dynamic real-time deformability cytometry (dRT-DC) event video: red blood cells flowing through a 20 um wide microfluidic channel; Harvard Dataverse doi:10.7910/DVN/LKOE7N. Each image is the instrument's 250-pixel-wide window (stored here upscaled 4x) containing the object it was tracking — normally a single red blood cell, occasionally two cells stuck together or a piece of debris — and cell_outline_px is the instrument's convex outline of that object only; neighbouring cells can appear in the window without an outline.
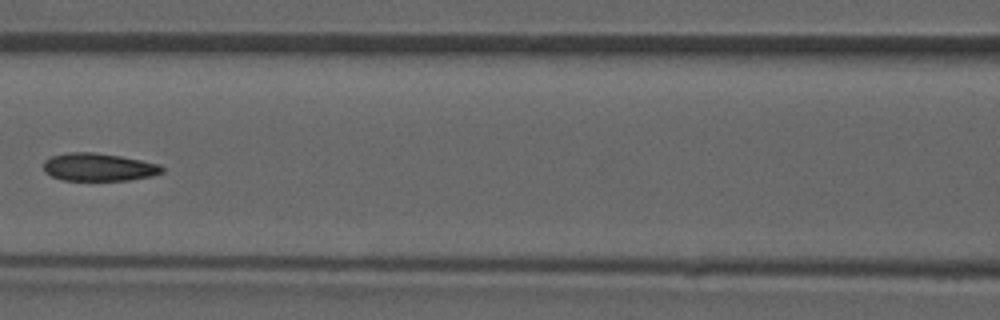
{"species": "common noctule bat (a hibernating species)", "species_latin": "Nyctalus noctula", "temperature_condition": "room temperature", "stored_images_in_passage": 8, "camera_frame_rate_fps": 3000, "um_per_image_px": 0.085, "animal": {"sex": "male", "forearm_length_mm": 52.5}, "frame": {"image": 1, "passage_image": 7, "time_ms": 6.667, "image_size_px": [1000, 320], "cell_outline_px": [[164, 172], [152, 176], [128, 180], [64, 180], [52, 176], [44, 172], [44, 160], [52, 156], [68, 152], [92, 152], [120, 156], [160, 164], [164, 168]], "centroid_in_image_um": [8.39, 14.2], "position_along_channel_um": 158.2, "area_um2": 19.19}}